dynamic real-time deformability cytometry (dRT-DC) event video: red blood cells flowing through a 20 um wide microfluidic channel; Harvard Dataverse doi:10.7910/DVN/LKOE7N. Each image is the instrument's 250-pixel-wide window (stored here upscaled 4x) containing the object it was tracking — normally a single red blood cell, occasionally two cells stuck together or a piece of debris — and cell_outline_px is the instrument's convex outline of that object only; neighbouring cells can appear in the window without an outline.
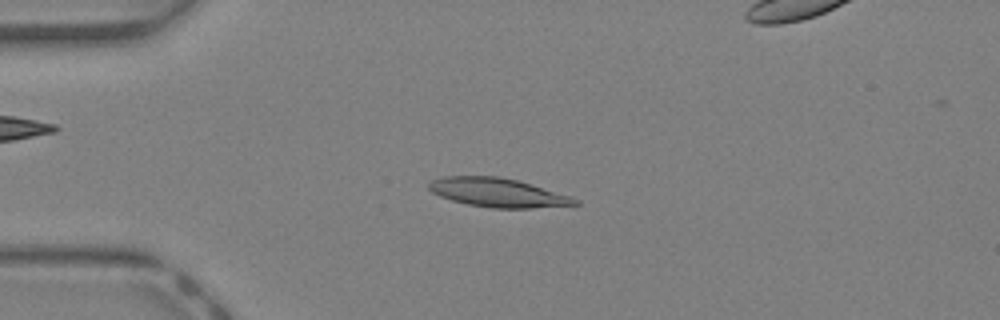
{"species": "Egyptian fruit bat (a non-hibernating species)", "species_latin": "Rousettus aegyptiacus", "temperature_condition": "warm", "stored_images_in_passage": 42, "camera_frame_rate_fps": 3000, "um_per_image_px": 0.085, "animal": {"sex": "female"}, "frame": {"image": 1, "passage_image": 10, "time_ms": 3.0, "image_size_px": [1000, 320], "cell_outline_px": [[580, 204], [532, 208], [492, 208], [468, 204], [452, 200], [440, 196], [432, 192], [428, 188], [428, 184], [432, 180], [444, 176], [496, 176], [516, 180], [568, 196], [580, 200]], "centroid_in_image_um": [42.26, 16.37], "position_along_channel_um": 42.7, "area_um2": 24.16}}
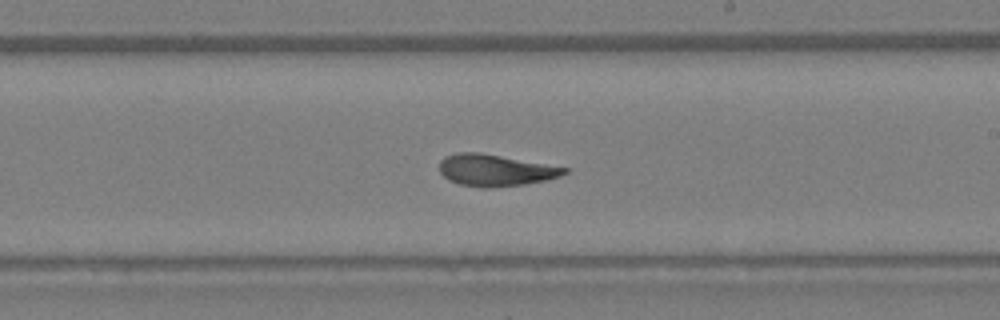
{"frame": {"image": 2, "passage_image": 24, "time_ms": 7.667, "image_size_px": [1000, 320], "cell_outline_px": [[568, 172], [560, 176], [544, 180], [524, 184], [488, 188], [480, 188], [460, 184], [448, 180], [440, 172], [440, 160], [444, 156], [456, 152], [480, 152], [568, 168]], "centroid_in_image_um": [42.05, 14.46], "position_along_channel_um": 246.9, "area_um2": 23.0}}
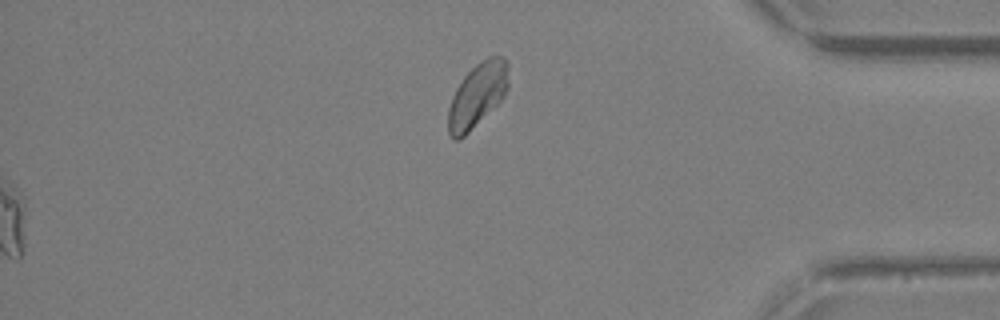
{"frame": {"image": 3, "passage_image": 42, "time_ms": 13.667, "image_size_px": [1000, 320], "cell_outline_px": [[508, 88], [504, 96], [460, 140], [452, 140], [448, 132], [448, 108], [452, 96], [456, 88], [464, 76], [480, 60], [488, 56], [504, 56], [508, 60]], "centroid_in_image_um": [40.57, 8.06], "position_along_channel_um": 394.6, "area_um2": 22.48}, "authors_computed_cell_mechanics": {"area_um2": 23.6113, "velocity_mm_per_s": 4.9548, "shape_relaxation_time_tau1_ms": 7.3673, "shape_relaxation_time_tau2_ms": 2.3481, "deformation_change_tau1": 0.2606, "deformation_change_tau2": 0.0949}}